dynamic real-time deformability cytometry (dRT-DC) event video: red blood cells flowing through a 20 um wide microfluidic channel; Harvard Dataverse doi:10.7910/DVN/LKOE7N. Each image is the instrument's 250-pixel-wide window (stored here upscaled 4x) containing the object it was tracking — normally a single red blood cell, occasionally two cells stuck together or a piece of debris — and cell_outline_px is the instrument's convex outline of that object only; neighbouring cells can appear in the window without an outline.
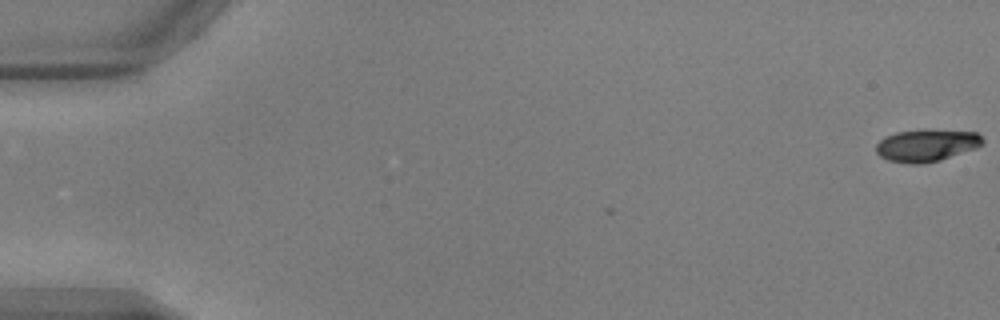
{"species": "common noctule bat (a hibernating species)", "species_latin": "Nyctalus noctula", "temperature_condition": "warm", "stored_images_in_passage": 2, "camera_frame_rate_fps": 3000, "um_per_image_px": 0.085, "animal": {"sex": "male", "body_mass_g": 17.9, "forearm_length_mm": 54.2}, "frame": {"image": 1, "passage_image": 2, "time_ms": 0.333, "image_size_px": [1000, 320], "cell_outline_px": [[984, 144], [976, 148], [940, 160], [920, 164], [908, 164], [888, 160], [880, 156], [876, 152], [876, 144], [880, 140], [896, 132], [976, 132], [984, 140]], "centroid_in_image_um": [78.74, 12.41], "position_along_channel_um": 6.3, "area_um2": 19.13}}